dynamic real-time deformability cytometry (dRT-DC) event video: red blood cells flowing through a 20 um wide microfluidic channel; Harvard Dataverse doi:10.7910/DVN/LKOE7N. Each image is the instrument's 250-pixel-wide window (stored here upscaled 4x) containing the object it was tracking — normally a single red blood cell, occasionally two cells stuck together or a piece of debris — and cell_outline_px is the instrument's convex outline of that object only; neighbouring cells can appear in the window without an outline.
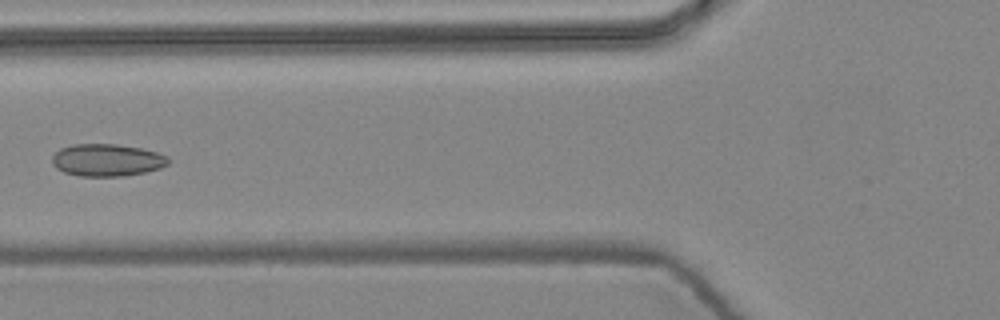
{"species": "common noctule bat (a hibernating species)", "species_latin": "Nyctalus noctula", "temperature_condition": "warm", "stored_images_in_passage": 7, "camera_frame_rate_fps": 3000, "um_per_image_px": 0.085, "animal": {"sex": "female", "body_mass_g": 24.6, "forearm_length_mm": 56.2}, "frame": {"image": 1, "passage_image": 5, "time_ms": 1.333, "image_size_px": [1000, 320], "cell_outline_px": [[172, 160], [168, 164], [160, 168], [144, 172], [124, 176], [80, 176], [64, 172], [56, 168], [52, 164], [52, 156], [60, 148], [72, 144], [116, 144], [140, 148], [156, 152], [168, 156]], "centroid_in_image_um": [9.1, 13.6], "position_along_channel_um": 116.7, "area_um2": 21.96}}
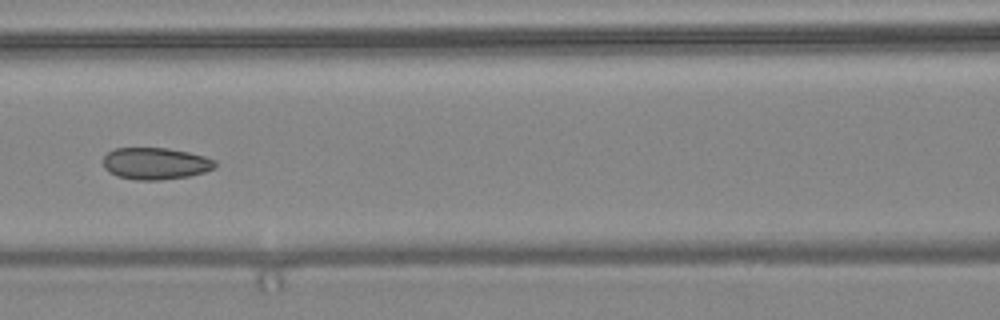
{"frame": {"image": 2, "passage_image": 6, "time_ms": 1.667, "image_size_px": [1000, 320], "cell_outline_px": [[216, 168], [204, 172], [188, 176], [160, 180], [136, 180], [116, 176], [108, 172], [104, 168], [104, 156], [108, 152], [116, 148], [168, 148], [188, 152], [204, 156], [216, 160]], "centroid_in_image_um": [13.22, 13.9], "position_along_channel_um": 153.4, "area_um2": 20.87}}
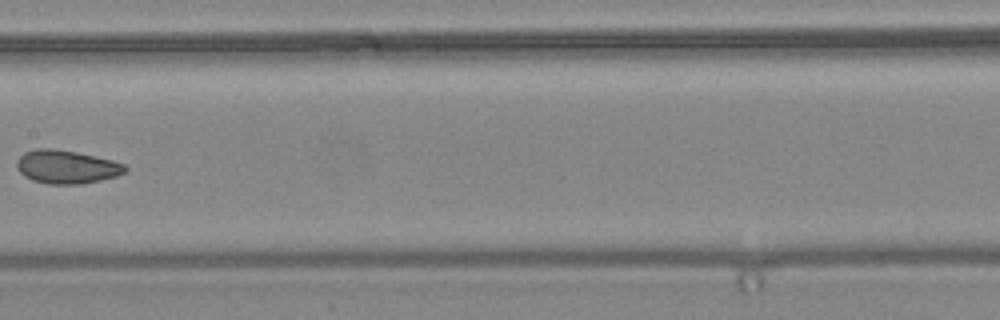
{"frame": {"image": 3, "passage_image": 7, "time_ms": 2.0, "image_size_px": [1000, 320], "cell_outline_px": [[128, 168], [124, 172], [116, 176], [100, 180], [80, 184], [48, 184], [32, 180], [24, 176], [16, 168], [16, 160], [24, 152], [36, 148], [52, 148], [76, 152], [112, 160], [124, 164]], "centroid_in_image_um": [5.62, 14.18], "position_along_channel_um": 201.8, "area_um2": 21.1}}